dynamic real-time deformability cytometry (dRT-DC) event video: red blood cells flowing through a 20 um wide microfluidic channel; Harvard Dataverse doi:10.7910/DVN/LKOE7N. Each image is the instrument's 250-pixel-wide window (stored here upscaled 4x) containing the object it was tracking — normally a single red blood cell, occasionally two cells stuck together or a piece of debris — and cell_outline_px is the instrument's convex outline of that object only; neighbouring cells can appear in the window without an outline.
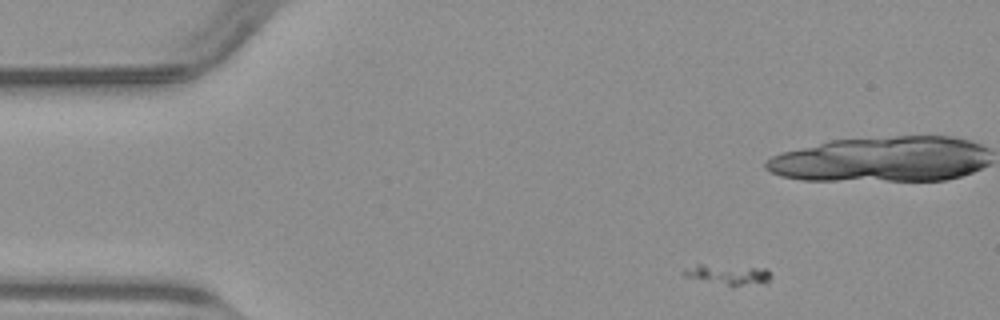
{"species": "common noctule bat (a hibernating species)", "species_latin": "Nyctalus noctula", "temperature_condition": "warm", "stored_images_in_passage": 48, "camera_frame_rate_fps": 3000, "um_per_image_px": 0.085, "animal": {"sex": "male", "body_mass_g": 23.1, "forearm_length_mm": 52.7}, "frame": {"image": 1, "passage_image": 3, "time_ms": 0.667, "image_size_px": [1000, 320], "cell_outline_px": [[768, 280], [764, 284], [732, 288], [684, 276], [680, 272], [684, 268], [696, 264], [704, 264], [764, 268], [768, 272]], "centroid_in_image_um": [61.82, 23.37], "position_along_channel_um": 23.2, "area_um2": 10.75}}
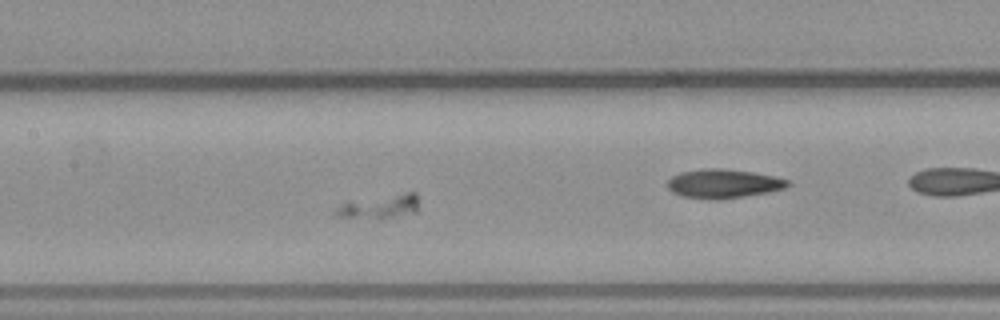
{"frame": {"image": 2, "passage_image": 20, "time_ms": 6.333, "image_size_px": [1000, 320], "cell_outline_px": [[416, 212], [380, 220], [332, 216], [332, 212], [344, 200], [408, 192], [416, 192]], "centroid_in_image_um": [32.12, 17.57], "position_along_channel_um": 175.3, "area_um2": 12.2}}
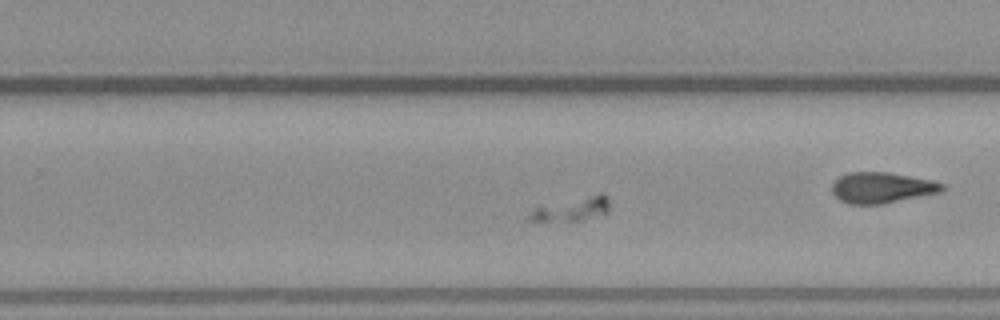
{"frame": {"image": 3, "passage_image": 28, "time_ms": 9.0, "image_size_px": [1000, 320], "cell_outline_px": [[608, 212], [580, 220], [532, 224], [524, 220], [524, 216], [532, 208], [600, 192], [604, 192], [608, 196]], "centroid_in_image_um": [48.42, 17.81], "position_along_channel_um": 281.4, "area_um2": 11.85}}